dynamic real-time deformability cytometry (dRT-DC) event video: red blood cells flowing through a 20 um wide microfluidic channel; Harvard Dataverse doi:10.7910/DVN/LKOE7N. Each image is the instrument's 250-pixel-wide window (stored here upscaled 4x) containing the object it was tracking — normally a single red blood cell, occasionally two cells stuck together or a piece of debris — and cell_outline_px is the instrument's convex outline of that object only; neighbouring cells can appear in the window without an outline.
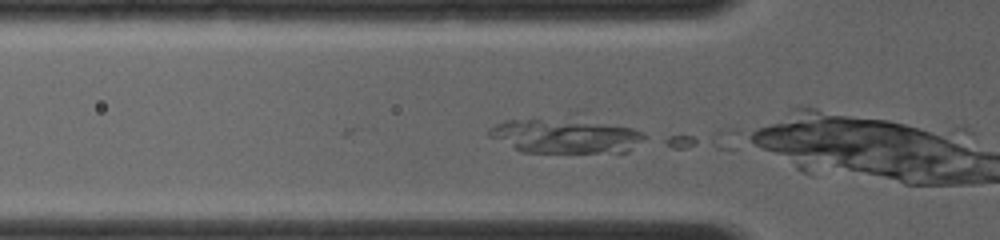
{"species": "common noctule bat (a hibernating species)", "species_latin": "Nyctalus noctula", "temperature_condition": "room temperature", "stored_images_in_passage": 8, "camera_frame_rate_fps": 4000, "um_per_image_px": 0.085, "animal": {"sex": "female", "body_mass_g": 19.0, "forearm_length_mm": 56.7}, "frame": {"image": 1, "passage_image": 2, "time_ms": 0.75, "image_size_px": [1000, 240], "cell_outline_px": [[648, 136], [628, 152], [520, 152], [488, 136], [488, 128], [504, 120], [576, 112], [632, 128], [644, 132]], "centroid_in_image_um": [48.09, 11.42], "position_along_channel_um": 77.7, "area_um2": 34.33}}